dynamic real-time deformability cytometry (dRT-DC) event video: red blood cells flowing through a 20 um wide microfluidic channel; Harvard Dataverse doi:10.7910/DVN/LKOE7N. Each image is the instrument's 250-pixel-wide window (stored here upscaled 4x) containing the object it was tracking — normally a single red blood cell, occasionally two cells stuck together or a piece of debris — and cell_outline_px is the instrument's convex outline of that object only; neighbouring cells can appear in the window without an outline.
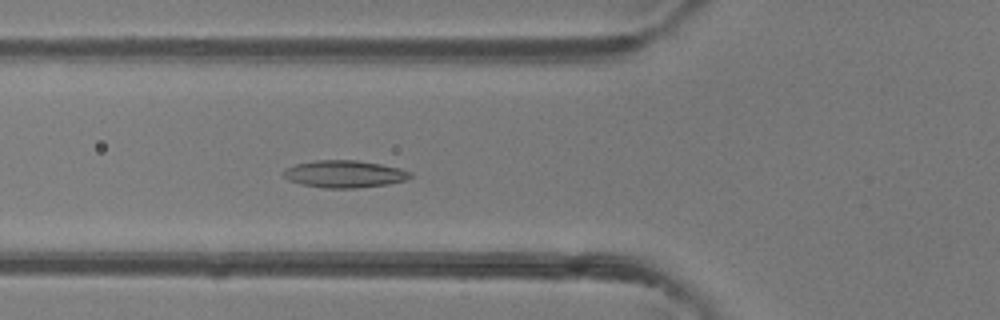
{"species": "common noctule bat (a hibernating species)", "species_latin": "Nyctalus noctula", "temperature_condition": "room temperature", "stored_images_in_passage": 42, "camera_frame_rate_fps": 3000, "um_per_image_px": 0.085, "animal": {"sex": "female"}, "frame": {"image": 1, "passage_image": 12, "time_ms": 3.667, "image_size_px": [1000, 320], "cell_outline_px": [[412, 176], [408, 180], [388, 184], [356, 188], [324, 188], [300, 184], [288, 180], [280, 172], [296, 164], [316, 160], [356, 160], [380, 164], [400, 168], [412, 172]], "centroid_in_image_um": [29.29, 14.79], "position_along_channel_um": 96.5, "area_um2": 20.23}}
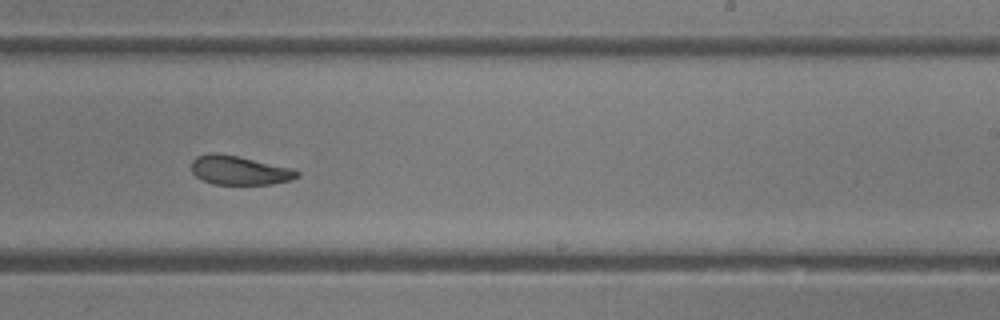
{"frame": {"image": 2, "passage_image": 24, "time_ms": 7.667, "image_size_px": [1000, 320], "cell_outline_px": [[300, 176], [292, 180], [272, 184], [212, 184], [196, 176], [192, 172], [192, 160], [196, 156], [212, 152], [216, 152], [236, 156], [292, 168], [300, 172]], "centroid_in_image_um": [20.35, 14.48], "position_along_channel_um": 268.6, "area_um2": 17.8}}
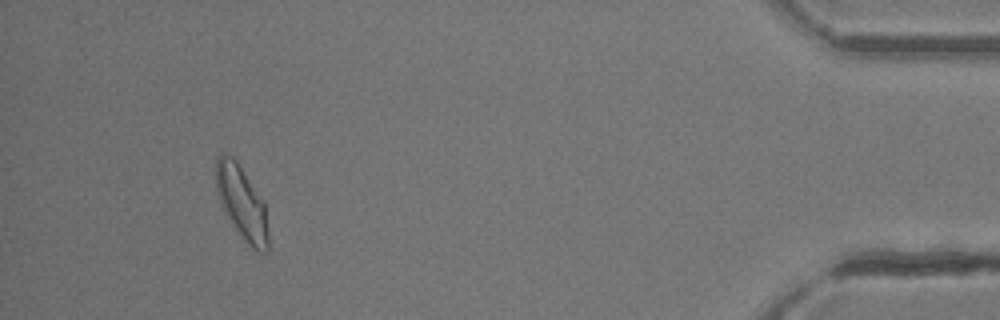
{"frame": {"image": 3, "passage_image": 39, "time_ms": 12.667, "image_size_px": [1000, 320], "cell_outline_px": [[268, 248], [264, 252], [256, 252], [244, 240], [228, 216], [216, 192], [216, 156], [224, 152], [232, 156], [236, 160], [264, 200], [268, 236]], "centroid_in_image_um": [20.56, 17.19], "position_along_channel_um": 414.6, "area_um2": 22.08}, "authors_computed_cell_mechanics": {"area_um2": 19.7676, "velocity_mm_per_s": 4.3005, "shape_relaxation_time_tau1_ms": null, "shape_relaxation_time_tau2_ms": 2.7102, "deformation_change_tau1": null, "deformation_change_tau2": 0.0909}}